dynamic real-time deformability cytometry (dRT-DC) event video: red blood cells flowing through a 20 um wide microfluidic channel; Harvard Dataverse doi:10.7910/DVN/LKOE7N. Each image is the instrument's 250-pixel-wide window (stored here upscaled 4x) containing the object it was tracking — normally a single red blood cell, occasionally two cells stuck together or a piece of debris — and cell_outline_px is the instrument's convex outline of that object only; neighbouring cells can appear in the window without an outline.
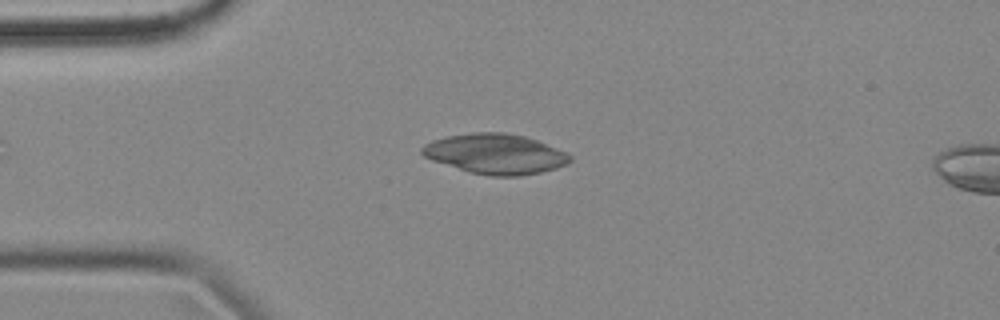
{"species": "common noctule bat (a hibernating species)", "species_latin": "Nyctalus noctula", "temperature_condition": "cold", "stored_images_in_passage": 4, "camera_frame_rate_fps": 3000, "um_per_image_px": 0.085, "animal": {"sex": "female", "body_mass_g": 18.4}, "frame": {"image": 1, "passage_image": 3, "time_ms": 0.667, "image_size_px": [1000, 320], "cell_outline_px": [[572, 160], [568, 164], [556, 168], [540, 172], [520, 176], [488, 176], [468, 172], [432, 160], [424, 156], [420, 152], [420, 148], [424, 144], [432, 140], [448, 136], [472, 132], [504, 132], [524, 136], [536, 140], [568, 152], [572, 156]], "centroid_in_image_um": [42.11, 13.08], "position_along_channel_um": 42.9, "area_um2": 34.8}}